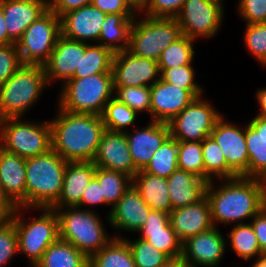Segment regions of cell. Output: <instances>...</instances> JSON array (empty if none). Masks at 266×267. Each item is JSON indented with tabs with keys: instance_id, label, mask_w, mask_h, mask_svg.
I'll return each instance as SVG.
<instances>
[{
	"instance_id": "cell-25",
	"label": "cell",
	"mask_w": 266,
	"mask_h": 267,
	"mask_svg": "<svg viewBox=\"0 0 266 267\" xmlns=\"http://www.w3.org/2000/svg\"><path fill=\"white\" fill-rule=\"evenodd\" d=\"M0 184L16 207L26 208V158L0 147Z\"/></svg>"
},
{
	"instance_id": "cell-14",
	"label": "cell",
	"mask_w": 266,
	"mask_h": 267,
	"mask_svg": "<svg viewBox=\"0 0 266 267\" xmlns=\"http://www.w3.org/2000/svg\"><path fill=\"white\" fill-rule=\"evenodd\" d=\"M202 90H185L161 78L150 86V121L170 122L196 97L203 96Z\"/></svg>"
},
{
	"instance_id": "cell-13",
	"label": "cell",
	"mask_w": 266,
	"mask_h": 267,
	"mask_svg": "<svg viewBox=\"0 0 266 267\" xmlns=\"http://www.w3.org/2000/svg\"><path fill=\"white\" fill-rule=\"evenodd\" d=\"M111 72L114 87H150L160 79L156 60L136 56L128 49L114 54Z\"/></svg>"
},
{
	"instance_id": "cell-4",
	"label": "cell",
	"mask_w": 266,
	"mask_h": 267,
	"mask_svg": "<svg viewBox=\"0 0 266 267\" xmlns=\"http://www.w3.org/2000/svg\"><path fill=\"white\" fill-rule=\"evenodd\" d=\"M48 85L43 65L23 64L0 85V120L22 118Z\"/></svg>"
},
{
	"instance_id": "cell-15",
	"label": "cell",
	"mask_w": 266,
	"mask_h": 267,
	"mask_svg": "<svg viewBox=\"0 0 266 267\" xmlns=\"http://www.w3.org/2000/svg\"><path fill=\"white\" fill-rule=\"evenodd\" d=\"M218 227L199 233L182 243V256L190 267H216L226 250V239Z\"/></svg>"
},
{
	"instance_id": "cell-40",
	"label": "cell",
	"mask_w": 266,
	"mask_h": 267,
	"mask_svg": "<svg viewBox=\"0 0 266 267\" xmlns=\"http://www.w3.org/2000/svg\"><path fill=\"white\" fill-rule=\"evenodd\" d=\"M178 169L193 173L205 180L202 141H178Z\"/></svg>"
},
{
	"instance_id": "cell-38",
	"label": "cell",
	"mask_w": 266,
	"mask_h": 267,
	"mask_svg": "<svg viewBox=\"0 0 266 267\" xmlns=\"http://www.w3.org/2000/svg\"><path fill=\"white\" fill-rule=\"evenodd\" d=\"M193 42H196V40L182 35L175 42L167 46L157 60L159 69H169L181 65H192V60L195 55Z\"/></svg>"
},
{
	"instance_id": "cell-47",
	"label": "cell",
	"mask_w": 266,
	"mask_h": 267,
	"mask_svg": "<svg viewBox=\"0 0 266 267\" xmlns=\"http://www.w3.org/2000/svg\"><path fill=\"white\" fill-rule=\"evenodd\" d=\"M184 2L185 0H149L143 12L146 17L175 18Z\"/></svg>"
},
{
	"instance_id": "cell-36",
	"label": "cell",
	"mask_w": 266,
	"mask_h": 267,
	"mask_svg": "<svg viewBox=\"0 0 266 267\" xmlns=\"http://www.w3.org/2000/svg\"><path fill=\"white\" fill-rule=\"evenodd\" d=\"M227 235L230 248L243 260L249 261L263 254L251 223L237 224Z\"/></svg>"
},
{
	"instance_id": "cell-46",
	"label": "cell",
	"mask_w": 266,
	"mask_h": 267,
	"mask_svg": "<svg viewBox=\"0 0 266 267\" xmlns=\"http://www.w3.org/2000/svg\"><path fill=\"white\" fill-rule=\"evenodd\" d=\"M18 253L17 231L13 221H10L0 226V267L7 264Z\"/></svg>"
},
{
	"instance_id": "cell-42",
	"label": "cell",
	"mask_w": 266,
	"mask_h": 267,
	"mask_svg": "<svg viewBox=\"0 0 266 267\" xmlns=\"http://www.w3.org/2000/svg\"><path fill=\"white\" fill-rule=\"evenodd\" d=\"M114 97L120 102L125 103L137 113L148 111L150 114V87H114Z\"/></svg>"
},
{
	"instance_id": "cell-27",
	"label": "cell",
	"mask_w": 266,
	"mask_h": 267,
	"mask_svg": "<svg viewBox=\"0 0 266 267\" xmlns=\"http://www.w3.org/2000/svg\"><path fill=\"white\" fill-rule=\"evenodd\" d=\"M245 126L248 167L242 177L266 180V117L257 115Z\"/></svg>"
},
{
	"instance_id": "cell-10",
	"label": "cell",
	"mask_w": 266,
	"mask_h": 267,
	"mask_svg": "<svg viewBox=\"0 0 266 267\" xmlns=\"http://www.w3.org/2000/svg\"><path fill=\"white\" fill-rule=\"evenodd\" d=\"M61 35V18L47 10L34 21L16 43L23 64L44 65Z\"/></svg>"
},
{
	"instance_id": "cell-34",
	"label": "cell",
	"mask_w": 266,
	"mask_h": 267,
	"mask_svg": "<svg viewBox=\"0 0 266 267\" xmlns=\"http://www.w3.org/2000/svg\"><path fill=\"white\" fill-rule=\"evenodd\" d=\"M95 44H88L85 52H81L79 70H75L72 78H84L111 71L114 53L100 44Z\"/></svg>"
},
{
	"instance_id": "cell-7",
	"label": "cell",
	"mask_w": 266,
	"mask_h": 267,
	"mask_svg": "<svg viewBox=\"0 0 266 267\" xmlns=\"http://www.w3.org/2000/svg\"><path fill=\"white\" fill-rule=\"evenodd\" d=\"M24 209L31 208L16 207L12 221L17 231L19 254L26 255L31 266L34 267L48 247L59 239V219L52 208H32L43 213L27 222L21 215Z\"/></svg>"
},
{
	"instance_id": "cell-11",
	"label": "cell",
	"mask_w": 266,
	"mask_h": 267,
	"mask_svg": "<svg viewBox=\"0 0 266 267\" xmlns=\"http://www.w3.org/2000/svg\"><path fill=\"white\" fill-rule=\"evenodd\" d=\"M223 115L202 96L196 97L168 122L170 135L177 141H202L210 136Z\"/></svg>"
},
{
	"instance_id": "cell-17",
	"label": "cell",
	"mask_w": 266,
	"mask_h": 267,
	"mask_svg": "<svg viewBox=\"0 0 266 267\" xmlns=\"http://www.w3.org/2000/svg\"><path fill=\"white\" fill-rule=\"evenodd\" d=\"M133 133L125 132L131 158L137 171L144 170L153 154L171 136L168 123L149 121L148 126L140 130L134 127Z\"/></svg>"
},
{
	"instance_id": "cell-12",
	"label": "cell",
	"mask_w": 266,
	"mask_h": 267,
	"mask_svg": "<svg viewBox=\"0 0 266 267\" xmlns=\"http://www.w3.org/2000/svg\"><path fill=\"white\" fill-rule=\"evenodd\" d=\"M223 0H185L179 14L175 17L182 35L194 40L212 38L223 23Z\"/></svg>"
},
{
	"instance_id": "cell-24",
	"label": "cell",
	"mask_w": 266,
	"mask_h": 267,
	"mask_svg": "<svg viewBox=\"0 0 266 267\" xmlns=\"http://www.w3.org/2000/svg\"><path fill=\"white\" fill-rule=\"evenodd\" d=\"M9 38L16 44L25 30L48 10V0H2Z\"/></svg>"
},
{
	"instance_id": "cell-29",
	"label": "cell",
	"mask_w": 266,
	"mask_h": 267,
	"mask_svg": "<svg viewBox=\"0 0 266 267\" xmlns=\"http://www.w3.org/2000/svg\"><path fill=\"white\" fill-rule=\"evenodd\" d=\"M132 184L151 209L170 214L171 202L166 178L141 170L132 178Z\"/></svg>"
},
{
	"instance_id": "cell-59",
	"label": "cell",
	"mask_w": 266,
	"mask_h": 267,
	"mask_svg": "<svg viewBox=\"0 0 266 267\" xmlns=\"http://www.w3.org/2000/svg\"><path fill=\"white\" fill-rule=\"evenodd\" d=\"M0 203H12L9 200V198L4 194L1 184H0Z\"/></svg>"
},
{
	"instance_id": "cell-52",
	"label": "cell",
	"mask_w": 266,
	"mask_h": 267,
	"mask_svg": "<svg viewBox=\"0 0 266 267\" xmlns=\"http://www.w3.org/2000/svg\"><path fill=\"white\" fill-rule=\"evenodd\" d=\"M250 223L257 236L261 252L266 254V205L252 218Z\"/></svg>"
},
{
	"instance_id": "cell-8",
	"label": "cell",
	"mask_w": 266,
	"mask_h": 267,
	"mask_svg": "<svg viewBox=\"0 0 266 267\" xmlns=\"http://www.w3.org/2000/svg\"><path fill=\"white\" fill-rule=\"evenodd\" d=\"M21 119L0 120V147L24 158L49 152L52 149L50 121L34 123Z\"/></svg>"
},
{
	"instance_id": "cell-1",
	"label": "cell",
	"mask_w": 266,
	"mask_h": 267,
	"mask_svg": "<svg viewBox=\"0 0 266 267\" xmlns=\"http://www.w3.org/2000/svg\"><path fill=\"white\" fill-rule=\"evenodd\" d=\"M220 181L223 184L217 187H214V180L208 182L206 188L214 226L242 224L266 205V180L238 176Z\"/></svg>"
},
{
	"instance_id": "cell-2",
	"label": "cell",
	"mask_w": 266,
	"mask_h": 267,
	"mask_svg": "<svg viewBox=\"0 0 266 267\" xmlns=\"http://www.w3.org/2000/svg\"><path fill=\"white\" fill-rule=\"evenodd\" d=\"M51 124L52 150L67 162L93 161L105 125L100 115L74 113L58 107Z\"/></svg>"
},
{
	"instance_id": "cell-49",
	"label": "cell",
	"mask_w": 266,
	"mask_h": 267,
	"mask_svg": "<svg viewBox=\"0 0 266 267\" xmlns=\"http://www.w3.org/2000/svg\"><path fill=\"white\" fill-rule=\"evenodd\" d=\"M91 4L106 14H137L125 0H91Z\"/></svg>"
},
{
	"instance_id": "cell-9",
	"label": "cell",
	"mask_w": 266,
	"mask_h": 267,
	"mask_svg": "<svg viewBox=\"0 0 266 267\" xmlns=\"http://www.w3.org/2000/svg\"><path fill=\"white\" fill-rule=\"evenodd\" d=\"M182 36L176 18L146 17L131 26L128 50L139 57L158 60L162 51Z\"/></svg>"
},
{
	"instance_id": "cell-58",
	"label": "cell",
	"mask_w": 266,
	"mask_h": 267,
	"mask_svg": "<svg viewBox=\"0 0 266 267\" xmlns=\"http://www.w3.org/2000/svg\"><path fill=\"white\" fill-rule=\"evenodd\" d=\"M252 267H266V254L258 256L254 261Z\"/></svg>"
},
{
	"instance_id": "cell-37",
	"label": "cell",
	"mask_w": 266,
	"mask_h": 267,
	"mask_svg": "<svg viewBox=\"0 0 266 267\" xmlns=\"http://www.w3.org/2000/svg\"><path fill=\"white\" fill-rule=\"evenodd\" d=\"M178 141L171 136L153 154L145 172L162 178H168L178 169Z\"/></svg>"
},
{
	"instance_id": "cell-53",
	"label": "cell",
	"mask_w": 266,
	"mask_h": 267,
	"mask_svg": "<svg viewBox=\"0 0 266 267\" xmlns=\"http://www.w3.org/2000/svg\"><path fill=\"white\" fill-rule=\"evenodd\" d=\"M16 206L13 203H0V226L12 221Z\"/></svg>"
},
{
	"instance_id": "cell-41",
	"label": "cell",
	"mask_w": 266,
	"mask_h": 267,
	"mask_svg": "<svg viewBox=\"0 0 266 267\" xmlns=\"http://www.w3.org/2000/svg\"><path fill=\"white\" fill-rule=\"evenodd\" d=\"M124 239L132 251L136 267H160L170 258L166 253L158 250L140 237L136 241Z\"/></svg>"
},
{
	"instance_id": "cell-39",
	"label": "cell",
	"mask_w": 266,
	"mask_h": 267,
	"mask_svg": "<svg viewBox=\"0 0 266 267\" xmlns=\"http://www.w3.org/2000/svg\"><path fill=\"white\" fill-rule=\"evenodd\" d=\"M137 116L138 113L136 111L115 97H112L105 105L101 115L105 129L114 132H126L128 126L135 124Z\"/></svg>"
},
{
	"instance_id": "cell-28",
	"label": "cell",
	"mask_w": 266,
	"mask_h": 267,
	"mask_svg": "<svg viewBox=\"0 0 266 267\" xmlns=\"http://www.w3.org/2000/svg\"><path fill=\"white\" fill-rule=\"evenodd\" d=\"M167 183L171 210L195 204L206 196L208 182L185 170L174 171Z\"/></svg>"
},
{
	"instance_id": "cell-32",
	"label": "cell",
	"mask_w": 266,
	"mask_h": 267,
	"mask_svg": "<svg viewBox=\"0 0 266 267\" xmlns=\"http://www.w3.org/2000/svg\"><path fill=\"white\" fill-rule=\"evenodd\" d=\"M34 267H89V258L71 243L58 239Z\"/></svg>"
},
{
	"instance_id": "cell-20",
	"label": "cell",
	"mask_w": 266,
	"mask_h": 267,
	"mask_svg": "<svg viewBox=\"0 0 266 267\" xmlns=\"http://www.w3.org/2000/svg\"><path fill=\"white\" fill-rule=\"evenodd\" d=\"M150 210L138 190L131 184L119 201L111 207L107 221L115 230L138 233Z\"/></svg>"
},
{
	"instance_id": "cell-35",
	"label": "cell",
	"mask_w": 266,
	"mask_h": 267,
	"mask_svg": "<svg viewBox=\"0 0 266 267\" xmlns=\"http://www.w3.org/2000/svg\"><path fill=\"white\" fill-rule=\"evenodd\" d=\"M95 178L98 180L105 205L112 207L119 201L132 184V178L124 173L96 167Z\"/></svg>"
},
{
	"instance_id": "cell-54",
	"label": "cell",
	"mask_w": 266,
	"mask_h": 267,
	"mask_svg": "<svg viewBox=\"0 0 266 267\" xmlns=\"http://www.w3.org/2000/svg\"><path fill=\"white\" fill-rule=\"evenodd\" d=\"M15 44L8 36V30L4 20L2 6H0V45Z\"/></svg>"
},
{
	"instance_id": "cell-51",
	"label": "cell",
	"mask_w": 266,
	"mask_h": 267,
	"mask_svg": "<svg viewBox=\"0 0 266 267\" xmlns=\"http://www.w3.org/2000/svg\"><path fill=\"white\" fill-rule=\"evenodd\" d=\"M91 4V0H48V9L59 18L64 14Z\"/></svg>"
},
{
	"instance_id": "cell-5",
	"label": "cell",
	"mask_w": 266,
	"mask_h": 267,
	"mask_svg": "<svg viewBox=\"0 0 266 267\" xmlns=\"http://www.w3.org/2000/svg\"><path fill=\"white\" fill-rule=\"evenodd\" d=\"M58 107L69 112L102 115L114 97L112 72L70 78L62 84Z\"/></svg>"
},
{
	"instance_id": "cell-44",
	"label": "cell",
	"mask_w": 266,
	"mask_h": 267,
	"mask_svg": "<svg viewBox=\"0 0 266 267\" xmlns=\"http://www.w3.org/2000/svg\"><path fill=\"white\" fill-rule=\"evenodd\" d=\"M160 78L185 90H203L201 85L195 82V72L192 65L160 69Z\"/></svg>"
},
{
	"instance_id": "cell-16",
	"label": "cell",
	"mask_w": 266,
	"mask_h": 267,
	"mask_svg": "<svg viewBox=\"0 0 266 267\" xmlns=\"http://www.w3.org/2000/svg\"><path fill=\"white\" fill-rule=\"evenodd\" d=\"M222 116L214 126L210 136L219 144L227 165L241 176L248 167V150L245 141V128L226 121Z\"/></svg>"
},
{
	"instance_id": "cell-19",
	"label": "cell",
	"mask_w": 266,
	"mask_h": 267,
	"mask_svg": "<svg viewBox=\"0 0 266 267\" xmlns=\"http://www.w3.org/2000/svg\"><path fill=\"white\" fill-rule=\"evenodd\" d=\"M88 44L60 35L53 52L43 65L48 84L56 80L65 82L72 78L75 70H79L81 52H85Z\"/></svg>"
},
{
	"instance_id": "cell-30",
	"label": "cell",
	"mask_w": 266,
	"mask_h": 267,
	"mask_svg": "<svg viewBox=\"0 0 266 267\" xmlns=\"http://www.w3.org/2000/svg\"><path fill=\"white\" fill-rule=\"evenodd\" d=\"M135 17L136 15L106 14L97 44L111 50L114 54L127 50Z\"/></svg>"
},
{
	"instance_id": "cell-56",
	"label": "cell",
	"mask_w": 266,
	"mask_h": 267,
	"mask_svg": "<svg viewBox=\"0 0 266 267\" xmlns=\"http://www.w3.org/2000/svg\"><path fill=\"white\" fill-rule=\"evenodd\" d=\"M256 101H258V105H260V113L257 115L266 117V87L258 89L256 92Z\"/></svg>"
},
{
	"instance_id": "cell-18",
	"label": "cell",
	"mask_w": 266,
	"mask_h": 267,
	"mask_svg": "<svg viewBox=\"0 0 266 267\" xmlns=\"http://www.w3.org/2000/svg\"><path fill=\"white\" fill-rule=\"evenodd\" d=\"M92 162L96 167L121 172L131 178L138 172L131 158L125 132L105 130Z\"/></svg>"
},
{
	"instance_id": "cell-55",
	"label": "cell",
	"mask_w": 266,
	"mask_h": 267,
	"mask_svg": "<svg viewBox=\"0 0 266 267\" xmlns=\"http://www.w3.org/2000/svg\"><path fill=\"white\" fill-rule=\"evenodd\" d=\"M160 267H190L182 255L168 258Z\"/></svg>"
},
{
	"instance_id": "cell-48",
	"label": "cell",
	"mask_w": 266,
	"mask_h": 267,
	"mask_svg": "<svg viewBox=\"0 0 266 267\" xmlns=\"http://www.w3.org/2000/svg\"><path fill=\"white\" fill-rule=\"evenodd\" d=\"M238 12L246 24L266 21V0H239Z\"/></svg>"
},
{
	"instance_id": "cell-43",
	"label": "cell",
	"mask_w": 266,
	"mask_h": 267,
	"mask_svg": "<svg viewBox=\"0 0 266 267\" xmlns=\"http://www.w3.org/2000/svg\"><path fill=\"white\" fill-rule=\"evenodd\" d=\"M245 27L244 45L260 65L266 66V24L253 23Z\"/></svg>"
},
{
	"instance_id": "cell-21",
	"label": "cell",
	"mask_w": 266,
	"mask_h": 267,
	"mask_svg": "<svg viewBox=\"0 0 266 267\" xmlns=\"http://www.w3.org/2000/svg\"><path fill=\"white\" fill-rule=\"evenodd\" d=\"M106 13L92 4L70 11L61 17V35L80 42H98Z\"/></svg>"
},
{
	"instance_id": "cell-22",
	"label": "cell",
	"mask_w": 266,
	"mask_h": 267,
	"mask_svg": "<svg viewBox=\"0 0 266 267\" xmlns=\"http://www.w3.org/2000/svg\"><path fill=\"white\" fill-rule=\"evenodd\" d=\"M169 217L172 228L182 243L214 227L206 196L195 204L172 209Z\"/></svg>"
},
{
	"instance_id": "cell-6",
	"label": "cell",
	"mask_w": 266,
	"mask_h": 267,
	"mask_svg": "<svg viewBox=\"0 0 266 267\" xmlns=\"http://www.w3.org/2000/svg\"><path fill=\"white\" fill-rule=\"evenodd\" d=\"M59 219V239L74 245L90 258L104 247L109 237L102 220L92 209L79 207L52 208ZM66 209V210H64Z\"/></svg>"
},
{
	"instance_id": "cell-50",
	"label": "cell",
	"mask_w": 266,
	"mask_h": 267,
	"mask_svg": "<svg viewBox=\"0 0 266 267\" xmlns=\"http://www.w3.org/2000/svg\"><path fill=\"white\" fill-rule=\"evenodd\" d=\"M105 205V198L102 196L101 186L98 180L94 177L90 184L83 191L81 202L76 206L83 208L82 205Z\"/></svg>"
},
{
	"instance_id": "cell-57",
	"label": "cell",
	"mask_w": 266,
	"mask_h": 267,
	"mask_svg": "<svg viewBox=\"0 0 266 267\" xmlns=\"http://www.w3.org/2000/svg\"><path fill=\"white\" fill-rule=\"evenodd\" d=\"M129 6L136 12L138 13L139 11H142L145 9L147 6L149 0H125Z\"/></svg>"
},
{
	"instance_id": "cell-33",
	"label": "cell",
	"mask_w": 266,
	"mask_h": 267,
	"mask_svg": "<svg viewBox=\"0 0 266 267\" xmlns=\"http://www.w3.org/2000/svg\"><path fill=\"white\" fill-rule=\"evenodd\" d=\"M202 155L207 182L213 181L214 178L220 180L238 177L227 165L221 147L211 136L202 140Z\"/></svg>"
},
{
	"instance_id": "cell-26",
	"label": "cell",
	"mask_w": 266,
	"mask_h": 267,
	"mask_svg": "<svg viewBox=\"0 0 266 267\" xmlns=\"http://www.w3.org/2000/svg\"><path fill=\"white\" fill-rule=\"evenodd\" d=\"M96 165L88 162H67L59 199L50 208L76 207L85 188L95 177Z\"/></svg>"
},
{
	"instance_id": "cell-45",
	"label": "cell",
	"mask_w": 266,
	"mask_h": 267,
	"mask_svg": "<svg viewBox=\"0 0 266 267\" xmlns=\"http://www.w3.org/2000/svg\"><path fill=\"white\" fill-rule=\"evenodd\" d=\"M23 65L16 44L0 45V85Z\"/></svg>"
},
{
	"instance_id": "cell-3",
	"label": "cell",
	"mask_w": 266,
	"mask_h": 267,
	"mask_svg": "<svg viewBox=\"0 0 266 267\" xmlns=\"http://www.w3.org/2000/svg\"><path fill=\"white\" fill-rule=\"evenodd\" d=\"M66 164L52 149L26 158V208H50L59 199Z\"/></svg>"
},
{
	"instance_id": "cell-23",
	"label": "cell",
	"mask_w": 266,
	"mask_h": 267,
	"mask_svg": "<svg viewBox=\"0 0 266 267\" xmlns=\"http://www.w3.org/2000/svg\"><path fill=\"white\" fill-rule=\"evenodd\" d=\"M138 233L141 239L169 257L182 255V242L172 228L168 213L151 209Z\"/></svg>"
},
{
	"instance_id": "cell-31",
	"label": "cell",
	"mask_w": 266,
	"mask_h": 267,
	"mask_svg": "<svg viewBox=\"0 0 266 267\" xmlns=\"http://www.w3.org/2000/svg\"><path fill=\"white\" fill-rule=\"evenodd\" d=\"M89 267H136V264L124 237L114 235L113 239L89 258Z\"/></svg>"
}]
</instances>
